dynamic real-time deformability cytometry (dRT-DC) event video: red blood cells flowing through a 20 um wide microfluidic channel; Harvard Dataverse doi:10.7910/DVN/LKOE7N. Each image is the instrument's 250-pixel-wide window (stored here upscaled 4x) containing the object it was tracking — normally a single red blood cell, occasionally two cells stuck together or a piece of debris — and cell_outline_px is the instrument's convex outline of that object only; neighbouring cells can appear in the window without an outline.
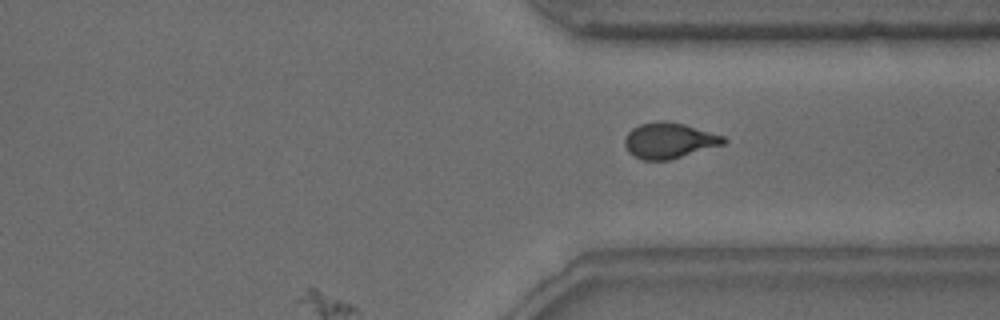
{"species": "common noctule bat (a hibernating species)", "species_latin": "Nyctalus noctula", "temperature_condition": "warm", "stored_images_in_passage": 33, "camera_frame_rate_fps": 3000, "um_per_image_px": 0.085, "animal": {"sex": "male", "body_mass_g": 15.6}, "frame": {"image": 1, "passage_image": 33, "time_ms": 10.667, "image_size_px": [1000, 320], "cell_outline_px": [[728, 140], [724, 144], [668, 160], [644, 160], [632, 156], [628, 152], [624, 144], [624, 140], [628, 132], [632, 128], [640, 124], [656, 120], [664, 120], [684, 124], [724, 136]], "centroid_in_image_um": [56.84, 11.94], "position_along_channel_um": 354.6, "area_um2": 20.58}}